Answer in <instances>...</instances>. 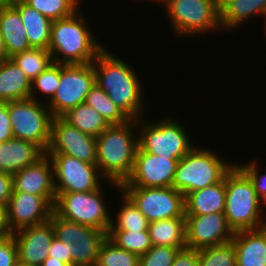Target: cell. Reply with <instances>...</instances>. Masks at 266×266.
Returning <instances> with one entry per match:
<instances>
[{"instance_id": "9", "label": "cell", "mask_w": 266, "mask_h": 266, "mask_svg": "<svg viewBox=\"0 0 266 266\" xmlns=\"http://www.w3.org/2000/svg\"><path fill=\"white\" fill-rule=\"evenodd\" d=\"M45 101L28 98L8 102V114L14 138L31 141L47 151L53 115Z\"/></svg>"}, {"instance_id": "39", "label": "cell", "mask_w": 266, "mask_h": 266, "mask_svg": "<svg viewBox=\"0 0 266 266\" xmlns=\"http://www.w3.org/2000/svg\"><path fill=\"white\" fill-rule=\"evenodd\" d=\"M259 160H253L248 163L237 164L251 179L254 185V189L257 192L258 197L266 204V171L261 173V166L259 168Z\"/></svg>"}, {"instance_id": "18", "label": "cell", "mask_w": 266, "mask_h": 266, "mask_svg": "<svg viewBox=\"0 0 266 266\" xmlns=\"http://www.w3.org/2000/svg\"><path fill=\"white\" fill-rule=\"evenodd\" d=\"M12 179L13 192L43 196L54 206L56 200L54 168L47 154L13 174Z\"/></svg>"}, {"instance_id": "8", "label": "cell", "mask_w": 266, "mask_h": 266, "mask_svg": "<svg viewBox=\"0 0 266 266\" xmlns=\"http://www.w3.org/2000/svg\"><path fill=\"white\" fill-rule=\"evenodd\" d=\"M104 185L94 191L56 193L53 211L60 217L107 233L112 214L105 203ZM111 214V215H110Z\"/></svg>"}, {"instance_id": "45", "label": "cell", "mask_w": 266, "mask_h": 266, "mask_svg": "<svg viewBox=\"0 0 266 266\" xmlns=\"http://www.w3.org/2000/svg\"><path fill=\"white\" fill-rule=\"evenodd\" d=\"M11 234L7 224L6 208L0 207V240Z\"/></svg>"}, {"instance_id": "21", "label": "cell", "mask_w": 266, "mask_h": 266, "mask_svg": "<svg viewBox=\"0 0 266 266\" xmlns=\"http://www.w3.org/2000/svg\"><path fill=\"white\" fill-rule=\"evenodd\" d=\"M226 175L221 182L195 190L185 197V215L224 213Z\"/></svg>"}, {"instance_id": "19", "label": "cell", "mask_w": 266, "mask_h": 266, "mask_svg": "<svg viewBox=\"0 0 266 266\" xmlns=\"http://www.w3.org/2000/svg\"><path fill=\"white\" fill-rule=\"evenodd\" d=\"M46 152L37 144L12 138L0 143V172L15 174L42 158Z\"/></svg>"}, {"instance_id": "28", "label": "cell", "mask_w": 266, "mask_h": 266, "mask_svg": "<svg viewBox=\"0 0 266 266\" xmlns=\"http://www.w3.org/2000/svg\"><path fill=\"white\" fill-rule=\"evenodd\" d=\"M61 118L69 125L93 137H98L109 126L108 122L86 103L68 110Z\"/></svg>"}, {"instance_id": "6", "label": "cell", "mask_w": 266, "mask_h": 266, "mask_svg": "<svg viewBox=\"0 0 266 266\" xmlns=\"http://www.w3.org/2000/svg\"><path fill=\"white\" fill-rule=\"evenodd\" d=\"M166 116L151 123L145 117L137 119L138 145L142 151L180 160L195 144L192 143L191 136L177 118Z\"/></svg>"}, {"instance_id": "30", "label": "cell", "mask_w": 266, "mask_h": 266, "mask_svg": "<svg viewBox=\"0 0 266 266\" xmlns=\"http://www.w3.org/2000/svg\"><path fill=\"white\" fill-rule=\"evenodd\" d=\"M85 103L93 107L109 125H121L131 120L97 84L90 89Z\"/></svg>"}, {"instance_id": "38", "label": "cell", "mask_w": 266, "mask_h": 266, "mask_svg": "<svg viewBox=\"0 0 266 266\" xmlns=\"http://www.w3.org/2000/svg\"><path fill=\"white\" fill-rule=\"evenodd\" d=\"M54 228L55 237L64 243L75 244L79 238V223L66 220L54 211L49 219Z\"/></svg>"}, {"instance_id": "33", "label": "cell", "mask_w": 266, "mask_h": 266, "mask_svg": "<svg viewBox=\"0 0 266 266\" xmlns=\"http://www.w3.org/2000/svg\"><path fill=\"white\" fill-rule=\"evenodd\" d=\"M108 237L123 250L138 256L145 254L153 246L148 231L109 230Z\"/></svg>"}, {"instance_id": "50", "label": "cell", "mask_w": 266, "mask_h": 266, "mask_svg": "<svg viewBox=\"0 0 266 266\" xmlns=\"http://www.w3.org/2000/svg\"><path fill=\"white\" fill-rule=\"evenodd\" d=\"M150 2H159V5H162L163 7L170 1V0H149ZM142 2V0H141Z\"/></svg>"}, {"instance_id": "1", "label": "cell", "mask_w": 266, "mask_h": 266, "mask_svg": "<svg viewBox=\"0 0 266 266\" xmlns=\"http://www.w3.org/2000/svg\"><path fill=\"white\" fill-rule=\"evenodd\" d=\"M121 59L104 48L92 62L96 84L131 120H137L147 113L144 112L147 108L144 104V83L131 64Z\"/></svg>"}, {"instance_id": "27", "label": "cell", "mask_w": 266, "mask_h": 266, "mask_svg": "<svg viewBox=\"0 0 266 266\" xmlns=\"http://www.w3.org/2000/svg\"><path fill=\"white\" fill-rule=\"evenodd\" d=\"M148 232L153 245L186 248L185 218H170L150 222Z\"/></svg>"}, {"instance_id": "11", "label": "cell", "mask_w": 266, "mask_h": 266, "mask_svg": "<svg viewBox=\"0 0 266 266\" xmlns=\"http://www.w3.org/2000/svg\"><path fill=\"white\" fill-rule=\"evenodd\" d=\"M47 155L53 163L56 193L94 191L105 182L109 183V187L112 185V188H117L114 190L120 191V184L107 182L96 164L83 162L65 154Z\"/></svg>"}, {"instance_id": "49", "label": "cell", "mask_w": 266, "mask_h": 266, "mask_svg": "<svg viewBox=\"0 0 266 266\" xmlns=\"http://www.w3.org/2000/svg\"><path fill=\"white\" fill-rule=\"evenodd\" d=\"M13 0H0V9L2 7H5L7 5H10L12 3Z\"/></svg>"}, {"instance_id": "25", "label": "cell", "mask_w": 266, "mask_h": 266, "mask_svg": "<svg viewBox=\"0 0 266 266\" xmlns=\"http://www.w3.org/2000/svg\"><path fill=\"white\" fill-rule=\"evenodd\" d=\"M106 231L79 224V238L72 244V266H95Z\"/></svg>"}, {"instance_id": "32", "label": "cell", "mask_w": 266, "mask_h": 266, "mask_svg": "<svg viewBox=\"0 0 266 266\" xmlns=\"http://www.w3.org/2000/svg\"><path fill=\"white\" fill-rule=\"evenodd\" d=\"M140 256L128 252L108 236L102 243L95 266H139Z\"/></svg>"}, {"instance_id": "35", "label": "cell", "mask_w": 266, "mask_h": 266, "mask_svg": "<svg viewBox=\"0 0 266 266\" xmlns=\"http://www.w3.org/2000/svg\"><path fill=\"white\" fill-rule=\"evenodd\" d=\"M48 19L55 21L72 15L79 9L81 0H23Z\"/></svg>"}, {"instance_id": "37", "label": "cell", "mask_w": 266, "mask_h": 266, "mask_svg": "<svg viewBox=\"0 0 266 266\" xmlns=\"http://www.w3.org/2000/svg\"><path fill=\"white\" fill-rule=\"evenodd\" d=\"M179 248L157 246L140 256L139 266H171Z\"/></svg>"}, {"instance_id": "14", "label": "cell", "mask_w": 266, "mask_h": 266, "mask_svg": "<svg viewBox=\"0 0 266 266\" xmlns=\"http://www.w3.org/2000/svg\"><path fill=\"white\" fill-rule=\"evenodd\" d=\"M46 154H65L83 162L96 164V137L81 132L61 117H53Z\"/></svg>"}, {"instance_id": "46", "label": "cell", "mask_w": 266, "mask_h": 266, "mask_svg": "<svg viewBox=\"0 0 266 266\" xmlns=\"http://www.w3.org/2000/svg\"><path fill=\"white\" fill-rule=\"evenodd\" d=\"M41 266H69L66 263H63L60 260L53 259L52 257H47Z\"/></svg>"}, {"instance_id": "20", "label": "cell", "mask_w": 266, "mask_h": 266, "mask_svg": "<svg viewBox=\"0 0 266 266\" xmlns=\"http://www.w3.org/2000/svg\"><path fill=\"white\" fill-rule=\"evenodd\" d=\"M236 266H266V226L234 232Z\"/></svg>"}, {"instance_id": "52", "label": "cell", "mask_w": 266, "mask_h": 266, "mask_svg": "<svg viewBox=\"0 0 266 266\" xmlns=\"http://www.w3.org/2000/svg\"><path fill=\"white\" fill-rule=\"evenodd\" d=\"M265 21V23H264V25H265V30H263L264 32H265V35H266V20H264Z\"/></svg>"}, {"instance_id": "51", "label": "cell", "mask_w": 266, "mask_h": 266, "mask_svg": "<svg viewBox=\"0 0 266 266\" xmlns=\"http://www.w3.org/2000/svg\"><path fill=\"white\" fill-rule=\"evenodd\" d=\"M14 266H27V265L22 264V263H20V262H17Z\"/></svg>"}, {"instance_id": "16", "label": "cell", "mask_w": 266, "mask_h": 266, "mask_svg": "<svg viewBox=\"0 0 266 266\" xmlns=\"http://www.w3.org/2000/svg\"><path fill=\"white\" fill-rule=\"evenodd\" d=\"M53 205L43 196L12 192L6 207L7 224L11 233L41 224L50 219Z\"/></svg>"}, {"instance_id": "34", "label": "cell", "mask_w": 266, "mask_h": 266, "mask_svg": "<svg viewBox=\"0 0 266 266\" xmlns=\"http://www.w3.org/2000/svg\"><path fill=\"white\" fill-rule=\"evenodd\" d=\"M59 80H60V64L53 62L46 70L40 73L31 82L30 98L35 99L38 102H42V99H45L46 100L45 103L47 104L53 98L57 90ZM39 94L41 95L40 98Z\"/></svg>"}, {"instance_id": "13", "label": "cell", "mask_w": 266, "mask_h": 266, "mask_svg": "<svg viewBox=\"0 0 266 266\" xmlns=\"http://www.w3.org/2000/svg\"><path fill=\"white\" fill-rule=\"evenodd\" d=\"M178 160L142 151H136L132 174L120 187H171Z\"/></svg>"}, {"instance_id": "23", "label": "cell", "mask_w": 266, "mask_h": 266, "mask_svg": "<svg viewBox=\"0 0 266 266\" xmlns=\"http://www.w3.org/2000/svg\"><path fill=\"white\" fill-rule=\"evenodd\" d=\"M0 32L8 58L32 48L28 42L19 11L12 4L0 9Z\"/></svg>"}, {"instance_id": "2", "label": "cell", "mask_w": 266, "mask_h": 266, "mask_svg": "<svg viewBox=\"0 0 266 266\" xmlns=\"http://www.w3.org/2000/svg\"><path fill=\"white\" fill-rule=\"evenodd\" d=\"M87 21L81 8L68 17L53 21L48 50L54 63H92L106 48L94 36Z\"/></svg>"}, {"instance_id": "24", "label": "cell", "mask_w": 266, "mask_h": 266, "mask_svg": "<svg viewBox=\"0 0 266 266\" xmlns=\"http://www.w3.org/2000/svg\"><path fill=\"white\" fill-rule=\"evenodd\" d=\"M31 80L10 58L0 62V102L30 98Z\"/></svg>"}, {"instance_id": "4", "label": "cell", "mask_w": 266, "mask_h": 266, "mask_svg": "<svg viewBox=\"0 0 266 266\" xmlns=\"http://www.w3.org/2000/svg\"><path fill=\"white\" fill-rule=\"evenodd\" d=\"M224 214L233 232L266 226V204L258 197L253 182L237 165L226 174Z\"/></svg>"}, {"instance_id": "40", "label": "cell", "mask_w": 266, "mask_h": 266, "mask_svg": "<svg viewBox=\"0 0 266 266\" xmlns=\"http://www.w3.org/2000/svg\"><path fill=\"white\" fill-rule=\"evenodd\" d=\"M18 262V250L13 234L0 240V266H14Z\"/></svg>"}, {"instance_id": "15", "label": "cell", "mask_w": 266, "mask_h": 266, "mask_svg": "<svg viewBox=\"0 0 266 266\" xmlns=\"http://www.w3.org/2000/svg\"><path fill=\"white\" fill-rule=\"evenodd\" d=\"M186 246L200 250L231 242L234 232L224 213L185 215Z\"/></svg>"}, {"instance_id": "41", "label": "cell", "mask_w": 266, "mask_h": 266, "mask_svg": "<svg viewBox=\"0 0 266 266\" xmlns=\"http://www.w3.org/2000/svg\"><path fill=\"white\" fill-rule=\"evenodd\" d=\"M72 244L64 243L58 240L56 237L51 242L50 250L48 251V257L60 260L69 266H72Z\"/></svg>"}, {"instance_id": "17", "label": "cell", "mask_w": 266, "mask_h": 266, "mask_svg": "<svg viewBox=\"0 0 266 266\" xmlns=\"http://www.w3.org/2000/svg\"><path fill=\"white\" fill-rule=\"evenodd\" d=\"M13 234L18 250V262L27 266H41L48 257L51 242L55 237L50 220L27 226Z\"/></svg>"}, {"instance_id": "5", "label": "cell", "mask_w": 266, "mask_h": 266, "mask_svg": "<svg viewBox=\"0 0 266 266\" xmlns=\"http://www.w3.org/2000/svg\"><path fill=\"white\" fill-rule=\"evenodd\" d=\"M200 146H194L178 160L172 187L185 197L195 190L221 182L235 164L228 163L210 148Z\"/></svg>"}, {"instance_id": "43", "label": "cell", "mask_w": 266, "mask_h": 266, "mask_svg": "<svg viewBox=\"0 0 266 266\" xmlns=\"http://www.w3.org/2000/svg\"><path fill=\"white\" fill-rule=\"evenodd\" d=\"M171 266H199L198 250L187 247L179 250Z\"/></svg>"}, {"instance_id": "31", "label": "cell", "mask_w": 266, "mask_h": 266, "mask_svg": "<svg viewBox=\"0 0 266 266\" xmlns=\"http://www.w3.org/2000/svg\"><path fill=\"white\" fill-rule=\"evenodd\" d=\"M31 80V82L52 63V55L48 49L30 48L10 58Z\"/></svg>"}, {"instance_id": "3", "label": "cell", "mask_w": 266, "mask_h": 266, "mask_svg": "<svg viewBox=\"0 0 266 266\" xmlns=\"http://www.w3.org/2000/svg\"><path fill=\"white\" fill-rule=\"evenodd\" d=\"M137 120L109 125L96 137V165L106 181L122 184L132 174L138 145ZM136 133V134H135Z\"/></svg>"}, {"instance_id": "29", "label": "cell", "mask_w": 266, "mask_h": 266, "mask_svg": "<svg viewBox=\"0 0 266 266\" xmlns=\"http://www.w3.org/2000/svg\"><path fill=\"white\" fill-rule=\"evenodd\" d=\"M122 197L120 202L123 201L122 206H119V211L115 212L116 216L112 215L110 230L122 231H148L149 222L147 218L138 210L133 201L120 190Z\"/></svg>"}, {"instance_id": "47", "label": "cell", "mask_w": 266, "mask_h": 266, "mask_svg": "<svg viewBox=\"0 0 266 266\" xmlns=\"http://www.w3.org/2000/svg\"><path fill=\"white\" fill-rule=\"evenodd\" d=\"M7 59H9L8 54L6 51L4 40H3L1 32H0V62L5 61Z\"/></svg>"}, {"instance_id": "44", "label": "cell", "mask_w": 266, "mask_h": 266, "mask_svg": "<svg viewBox=\"0 0 266 266\" xmlns=\"http://www.w3.org/2000/svg\"><path fill=\"white\" fill-rule=\"evenodd\" d=\"M13 192L12 175L0 172V207L6 208Z\"/></svg>"}, {"instance_id": "7", "label": "cell", "mask_w": 266, "mask_h": 266, "mask_svg": "<svg viewBox=\"0 0 266 266\" xmlns=\"http://www.w3.org/2000/svg\"><path fill=\"white\" fill-rule=\"evenodd\" d=\"M163 8L175 37L223 32L215 0H170Z\"/></svg>"}, {"instance_id": "22", "label": "cell", "mask_w": 266, "mask_h": 266, "mask_svg": "<svg viewBox=\"0 0 266 266\" xmlns=\"http://www.w3.org/2000/svg\"><path fill=\"white\" fill-rule=\"evenodd\" d=\"M11 4L19 11L30 46L48 49L53 21L23 0H13Z\"/></svg>"}, {"instance_id": "36", "label": "cell", "mask_w": 266, "mask_h": 266, "mask_svg": "<svg viewBox=\"0 0 266 266\" xmlns=\"http://www.w3.org/2000/svg\"><path fill=\"white\" fill-rule=\"evenodd\" d=\"M199 266H236L233 242L198 250Z\"/></svg>"}, {"instance_id": "12", "label": "cell", "mask_w": 266, "mask_h": 266, "mask_svg": "<svg viewBox=\"0 0 266 266\" xmlns=\"http://www.w3.org/2000/svg\"><path fill=\"white\" fill-rule=\"evenodd\" d=\"M138 210L154 222L170 218H185V196L171 187H120Z\"/></svg>"}, {"instance_id": "48", "label": "cell", "mask_w": 266, "mask_h": 266, "mask_svg": "<svg viewBox=\"0 0 266 266\" xmlns=\"http://www.w3.org/2000/svg\"><path fill=\"white\" fill-rule=\"evenodd\" d=\"M234 0H215L219 12H221L229 3Z\"/></svg>"}, {"instance_id": "10", "label": "cell", "mask_w": 266, "mask_h": 266, "mask_svg": "<svg viewBox=\"0 0 266 266\" xmlns=\"http://www.w3.org/2000/svg\"><path fill=\"white\" fill-rule=\"evenodd\" d=\"M96 84L93 63L60 64V80L53 98L46 104L53 117L85 103L90 89Z\"/></svg>"}, {"instance_id": "42", "label": "cell", "mask_w": 266, "mask_h": 266, "mask_svg": "<svg viewBox=\"0 0 266 266\" xmlns=\"http://www.w3.org/2000/svg\"><path fill=\"white\" fill-rule=\"evenodd\" d=\"M14 138L8 114V102H0V143Z\"/></svg>"}, {"instance_id": "26", "label": "cell", "mask_w": 266, "mask_h": 266, "mask_svg": "<svg viewBox=\"0 0 266 266\" xmlns=\"http://www.w3.org/2000/svg\"><path fill=\"white\" fill-rule=\"evenodd\" d=\"M266 15V0H234L220 12L222 30L233 31L254 16Z\"/></svg>"}]
</instances>
